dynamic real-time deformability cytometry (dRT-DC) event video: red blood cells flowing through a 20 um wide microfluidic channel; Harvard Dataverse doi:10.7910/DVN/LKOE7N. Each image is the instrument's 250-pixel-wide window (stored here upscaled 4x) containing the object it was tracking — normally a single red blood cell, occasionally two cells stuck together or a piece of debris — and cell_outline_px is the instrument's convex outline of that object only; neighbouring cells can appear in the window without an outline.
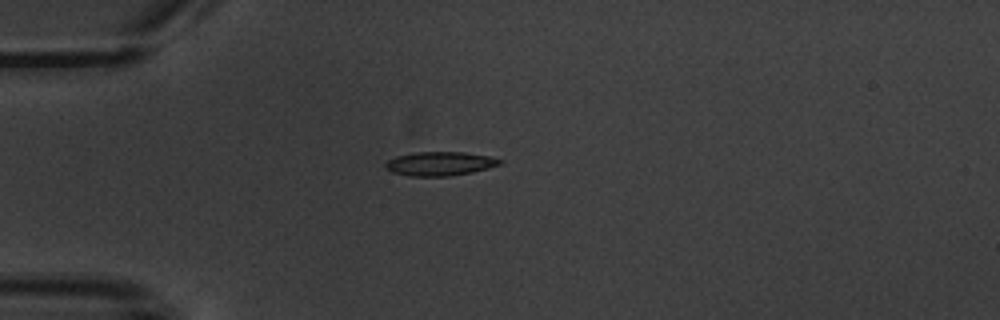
{"species": "common noctule bat (a hibernating species)", "species_latin": "Nyctalus noctula", "temperature_condition": "warm", "stored_images_in_passage": 3, "camera_frame_rate_fps": 3000, "um_per_image_px": 0.085, "animal": {"sex": "male", "body_mass_g": 20.1, "forearm_length_mm": 53.5}, "frame": {"image": 1, "passage_image": 3, "time_ms": 2.333, "image_size_px": [1000, 320], "cell_outline_px": [[504, 160], [500, 164], [488, 168], [472, 172], [448, 176], [408, 176], [392, 172], [384, 168], [384, 164], [388, 160], [396, 156], [416, 152], [464, 152], [488, 156]], "centroid_in_image_um": [37.36, 13.91], "position_along_channel_um": 47.6, "area_um2": 15.95}}